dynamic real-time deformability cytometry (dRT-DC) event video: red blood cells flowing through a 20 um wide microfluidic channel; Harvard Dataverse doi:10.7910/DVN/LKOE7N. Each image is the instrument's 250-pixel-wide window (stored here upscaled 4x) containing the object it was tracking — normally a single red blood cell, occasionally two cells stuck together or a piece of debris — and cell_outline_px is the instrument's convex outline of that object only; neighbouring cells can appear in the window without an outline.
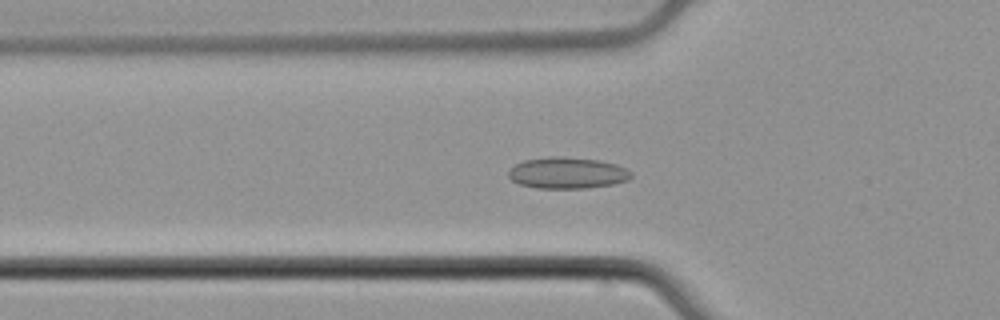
{"species": "common noctule bat (a hibernating species)", "species_latin": "Nyctalus noctula", "temperature_condition": "cold", "stored_images_in_passage": 55, "camera_frame_rate_fps": 3000, "um_per_image_px": 0.085, "animal": {"sex": "male", "body_mass_g": 21.5, "forearm_length_mm": 52.0}, "frame": {"image": 1, "passage_image": 19, "time_ms": 6.0, "image_size_px": [1000, 320], "cell_outline_px": [[632, 176], [628, 180], [612, 184], [588, 188], [536, 188], [520, 184], [512, 180], [508, 176], [508, 172], [516, 164], [524, 160], [552, 156], [560, 156], [596, 160], [616, 164], [632, 172]], "centroid_in_image_um": [48.22, 14.7], "position_along_channel_um": 77.6, "area_um2": 22.25}}
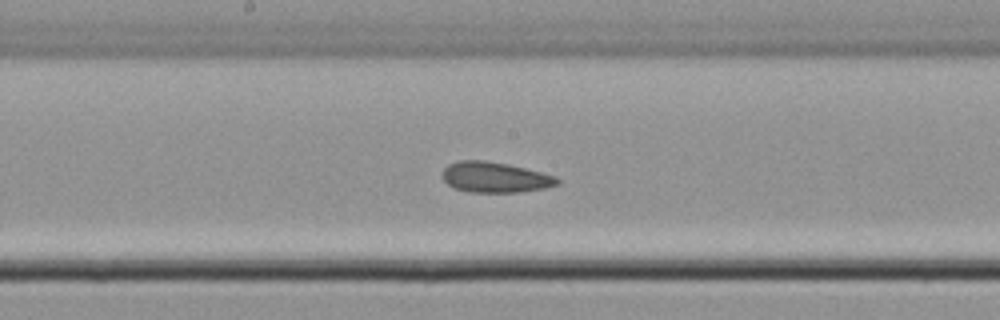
{"frame": {"image": 2, "passage_image": 29, "time_ms": 9.333, "image_size_px": [1000, 320], "cell_outline_px": [[560, 184], [544, 188], [520, 192], [468, 192], [452, 188], [444, 180], [444, 168], [448, 164], [460, 160], [484, 160], [508, 164], [556, 176], [560, 180]], "centroid_in_image_um": [42.08, 15.07], "position_along_channel_um": 206.1, "area_um2": 20.4}}
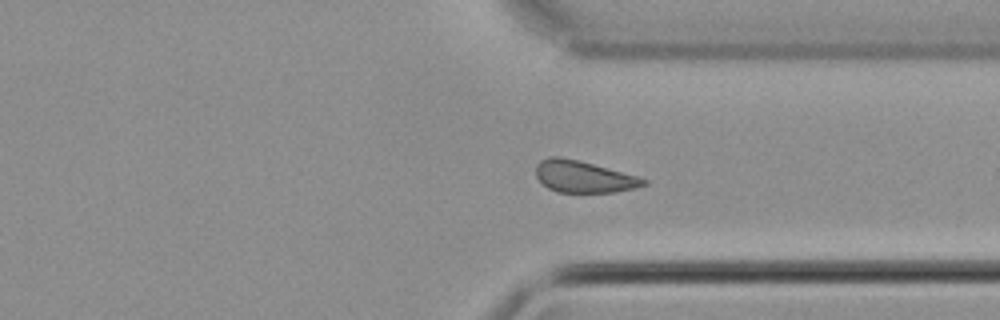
{"frame": {"image": 3, "passage_image": 41, "time_ms": 13.333, "image_size_px": [1000, 320], "cell_outline_px": [[648, 184], [636, 188], [616, 192], [556, 192], [548, 188], [536, 176], [536, 164], [540, 160], [548, 156], [560, 156], [592, 164], [636, 176], [648, 180]], "centroid_in_image_um": [49.59, 15.02], "position_along_channel_um": 361.8, "area_um2": 19.77}, "authors_computed_cell_mechanics": {"area_um2": 20.7502, "velocity_mm_per_s": 3.8746, "shape_relaxation_time_tau1_ms": 5.2521, "shape_relaxation_time_tau2_ms": 2.1813, "deformation_change_tau1": 0.055, "deformation_change_tau2": 0.0765}}